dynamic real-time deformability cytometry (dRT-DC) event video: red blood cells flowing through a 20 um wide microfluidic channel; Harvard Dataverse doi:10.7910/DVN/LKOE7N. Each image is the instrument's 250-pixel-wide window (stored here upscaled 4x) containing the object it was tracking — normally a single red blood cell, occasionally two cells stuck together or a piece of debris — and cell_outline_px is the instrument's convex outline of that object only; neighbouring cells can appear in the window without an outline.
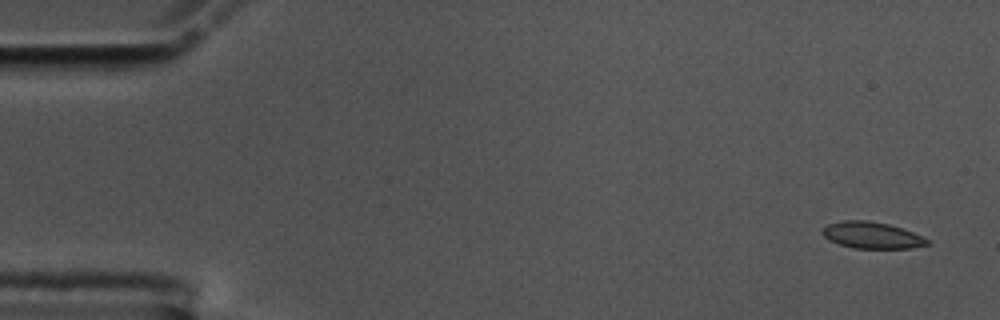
{"species": "common noctule bat (a hibernating species)", "species_latin": "Nyctalus noctula", "temperature_condition": "cold", "stored_images_in_passage": 55, "camera_frame_rate_fps": 3000, "um_per_image_px": 0.085, "animal": {"sex": "male", "body_mass_g": 17.5, "forearm_length_mm": 52.3}, "frame": {"image": 1, "passage_image": 1, "time_ms": 0.0, "image_size_px": [1000, 320], "cell_outline_px": [[928, 244], [912, 248], [852, 248], [828, 240], [820, 232], [828, 224], [844, 220], [864, 220], [888, 224], [924, 236], [928, 240]], "centroid_in_image_um": [74.08, 20.0], "position_along_channel_um": 10.9, "area_um2": 16.07}}
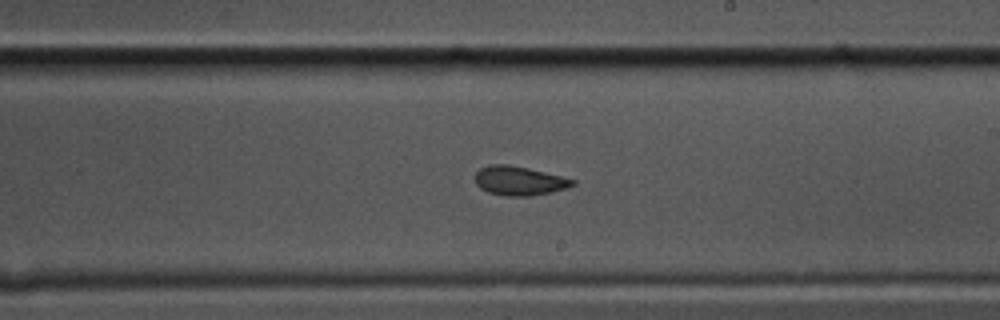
{"frame": {"image": 2, "passage_image": 31, "time_ms": 10.0, "image_size_px": [1000, 320], "cell_outline_px": [[576, 184], [552, 192], [528, 196], [508, 196], [488, 192], [480, 188], [476, 184], [476, 172], [480, 168], [488, 164], [508, 164], [528, 168], [576, 180]], "centroid_in_image_um": [44.11, 15.36], "position_along_channel_um": 244.9, "area_um2": 16.42}}
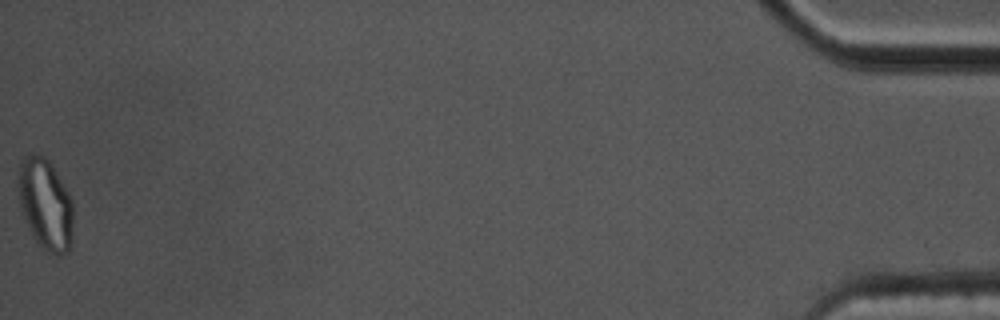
{"frame": {"image": 3, "passage_image": 55, "time_ms": 18.0, "image_size_px": [1000, 320], "cell_outline_px": [[72, 248], [68, 252], [56, 256], [44, 248], [36, 240], [20, 208], [16, 180], [20, 160], [24, 156], [32, 152], [36, 152], [44, 156], [52, 164], [68, 192], [72, 200]], "centroid_in_image_um": [3.85, 17.3], "position_along_channel_um": 431.4, "area_um2": 29.54}, "authors_computed_cell_mechanics": {"area_um2": 16.762, "velocity_mm_per_s": 3.5738, "shape_relaxation_time_tau1_ms": 8.8516, "shape_relaxation_time_tau2_ms": 4.6048, "deformation_change_tau1": 0.195, "deformation_change_tau2": 0.0771}}